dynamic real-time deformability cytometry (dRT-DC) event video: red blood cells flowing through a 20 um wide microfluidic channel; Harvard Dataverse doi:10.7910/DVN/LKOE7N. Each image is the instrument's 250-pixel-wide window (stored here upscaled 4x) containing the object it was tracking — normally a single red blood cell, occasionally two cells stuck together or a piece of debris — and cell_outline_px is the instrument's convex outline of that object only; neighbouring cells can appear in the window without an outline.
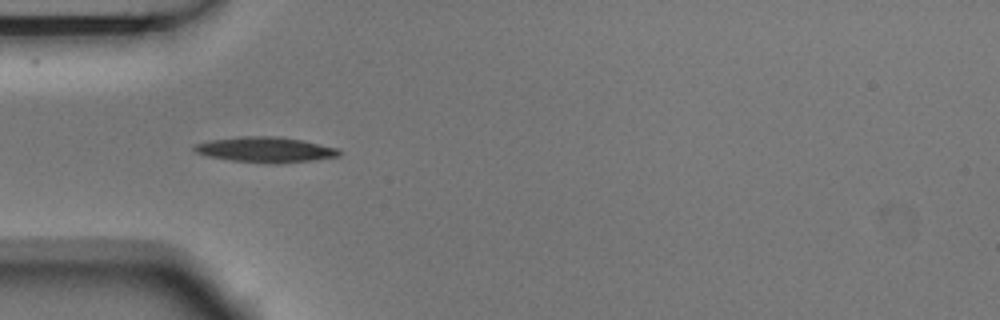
{"species": "Egyptian fruit bat (a non-hibernating species)", "species_latin": "Rousettus aegyptiacus", "temperature_condition": "room temperature", "stored_images_in_passage": 7, "camera_frame_rate_fps": 3000, "um_per_image_px": 0.085, "animal": {"sex": "male"}, "frame": {"image": 1, "passage_image": 3, "time_ms": 0.667, "image_size_px": [1000, 320], "cell_outline_px": [[340, 156], [312, 160], [276, 164], [232, 160], [208, 156], [196, 152], [192, 148], [192, 144], [208, 140], [240, 136], [280, 136], [304, 140], [340, 148]], "centroid_in_image_um": [22.57, 12.7], "position_along_channel_um": 62.4, "area_um2": 21.68}}
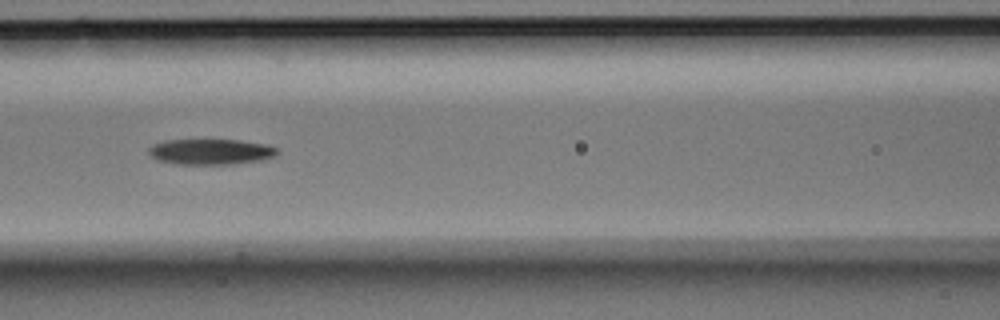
{"frame": {"image": 2, "passage_image": 5, "time_ms": 1.333, "image_size_px": [1000, 320], "cell_outline_px": [[280, 152], [264, 160], [232, 164], [176, 164], [156, 160], [148, 152], [148, 148], [152, 144], [164, 140], [240, 140], [268, 144], [280, 148]], "centroid_in_image_um": [17.94, 12.89], "position_along_channel_um": 148.7, "area_um2": 19.48}}
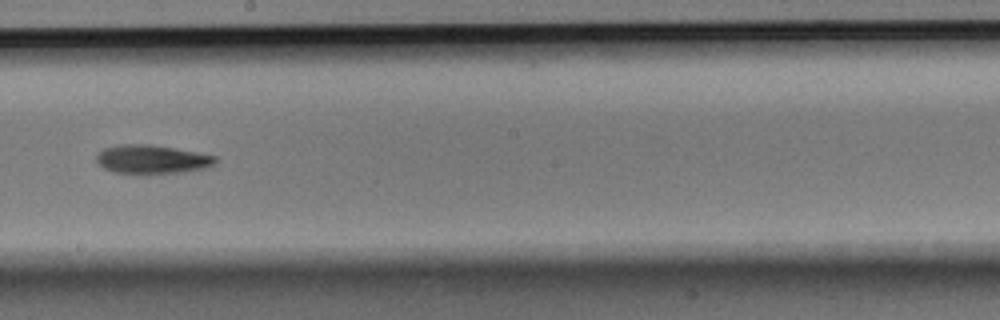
{"frame": {"image": 3, "passage_image": 7, "time_ms": 2.0, "image_size_px": [1000, 320], "cell_outline_px": [[216, 160], [212, 164], [204, 168], [180, 172], [148, 176], [144, 176], [116, 172], [104, 168], [96, 160], [96, 156], [104, 148], [120, 144], [148, 144], [196, 152], [216, 156]], "centroid_in_image_um": [12.87, 13.57], "position_along_channel_um": 235.3, "area_um2": 20.11}}